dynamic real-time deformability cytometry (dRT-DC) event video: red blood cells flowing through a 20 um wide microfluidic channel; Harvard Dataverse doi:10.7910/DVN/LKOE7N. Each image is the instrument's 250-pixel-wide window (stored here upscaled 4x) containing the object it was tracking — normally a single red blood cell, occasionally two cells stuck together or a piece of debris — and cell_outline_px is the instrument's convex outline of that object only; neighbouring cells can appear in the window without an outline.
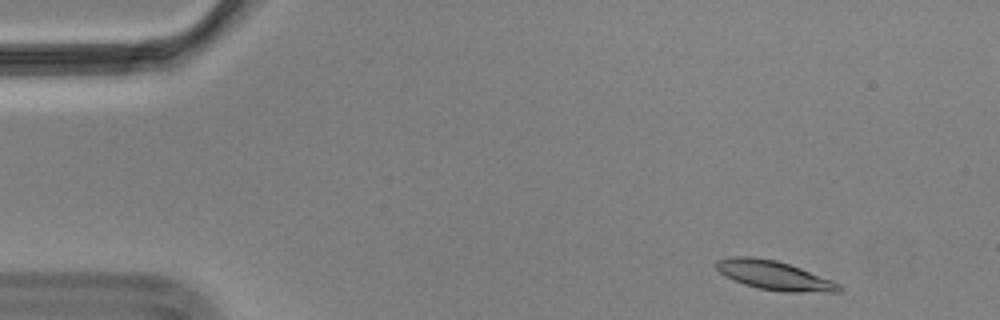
{"species": "Egyptian fruit bat (a non-hibernating species)", "species_latin": "Rousettus aegyptiacus", "temperature_condition": "cold", "stored_images_in_passage": 45, "camera_frame_rate_fps": 3000, "um_per_image_px": 0.085, "animal": {"sex": "male"}, "frame": {"image": 1, "passage_image": 3, "time_ms": 0.667, "image_size_px": [1000, 320], "cell_outline_px": [[840, 292], [784, 292], [756, 288], [744, 284], [724, 276], [716, 268], [716, 260], [732, 256], [752, 256], [776, 260], [800, 268], [832, 280], [840, 284]], "centroid_in_image_um": [65.77, 23.4], "position_along_channel_um": 19.2, "area_um2": 20.81}}
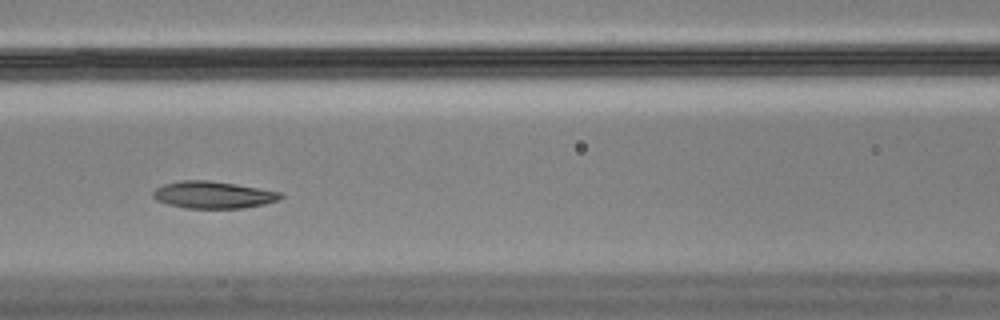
{"frame": {"image": 2, "passage_image": 22, "time_ms": 7.0, "image_size_px": [1000, 320], "cell_outline_px": [[284, 196], [280, 200], [264, 204], [244, 208], [184, 208], [168, 204], [156, 200], [152, 196], [152, 192], [156, 188], [164, 184], [180, 180], [208, 180], [236, 184], [280, 192]], "centroid_in_image_um": [18.11, 16.56], "position_along_channel_um": 148.5, "area_um2": 20.17}}
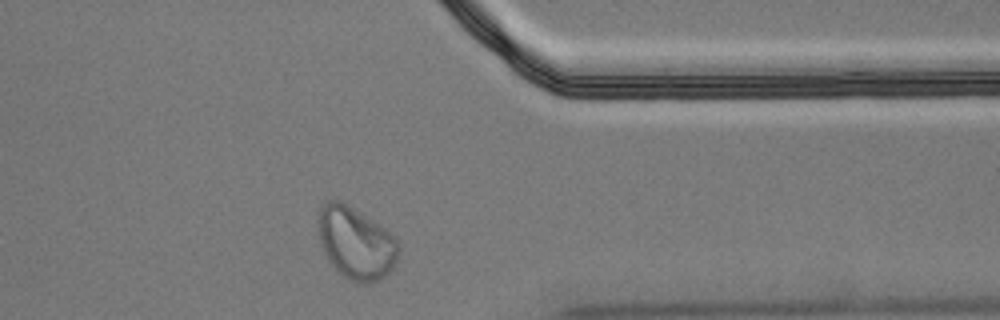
{"frame": {"image": 3, "passage_image": 43, "time_ms": 14.0, "image_size_px": [1000, 320], "cell_outline_px": [[400, 248], [396, 260], [392, 268], [384, 276], [368, 284], [360, 284], [344, 276], [328, 260], [320, 244], [316, 220], [316, 216], [320, 208], [328, 200], [340, 200], [384, 228], [396, 236]], "centroid_in_image_um": [30.22, 20.64], "position_along_channel_um": 381.2, "area_um2": 33.7}, "authors_computed_cell_mechanics": {"area_um2": 20.23, "velocity_mm_per_s": 3.4515, "shape_relaxation_time_tau1_ms": null, "shape_relaxation_time_tau2_ms": 1.9431, "deformation_change_tau1": null, "deformation_change_tau2": 0.0687}}